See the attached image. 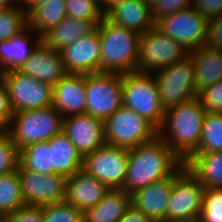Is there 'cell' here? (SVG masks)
<instances>
[{
	"label": "cell",
	"instance_id": "6da1fadb",
	"mask_svg": "<svg viewBox=\"0 0 222 222\" xmlns=\"http://www.w3.org/2000/svg\"><path fill=\"white\" fill-rule=\"evenodd\" d=\"M184 162L157 136L152 141L128 149L124 190L134 191L173 175Z\"/></svg>",
	"mask_w": 222,
	"mask_h": 222
},
{
	"label": "cell",
	"instance_id": "7a4b0ae2",
	"mask_svg": "<svg viewBox=\"0 0 222 222\" xmlns=\"http://www.w3.org/2000/svg\"><path fill=\"white\" fill-rule=\"evenodd\" d=\"M206 113L198 97L165 111L158 136L183 162L198 149Z\"/></svg>",
	"mask_w": 222,
	"mask_h": 222
},
{
	"label": "cell",
	"instance_id": "3957f363",
	"mask_svg": "<svg viewBox=\"0 0 222 222\" xmlns=\"http://www.w3.org/2000/svg\"><path fill=\"white\" fill-rule=\"evenodd\" d=\"M101 42L100 72H136L140 34L117 26L106 17L98 25Z\"/></svg>",
	"mask_w": 222,
	"mask_h": 222
},
{
	"label": "cell",
	"instance_id": "277c9868",
	"mask_svg": "<svg viewBox=\"0 0 222 222\" xmlns=\"http://www.w3.org/2000/svg\"><path fill=\"white\" fill-rule=\"evenodd\" d=\"M63 119L52 106L19 111L13 114L7 133L20 151L35 142L49 141L61 133Z\"/></svg>",
	"mask_w": 222,
	"mask_h": 222
},
{
	"label": "cell",
	"instance_id": "5b68a950",
	"mask_svg": "<svg viewBox=\"0 0 222 222\" xmlns=\"http://www.w3.org/2000/svg\"><path fill=\"white\" fill-rule=\"evenodd\" d=\"M122 106L146 118L157 129L161 127L165 109L152 73L123 74Z\"/></svg>",
	"mask_w": 222,
	"mask_h": 222
},
{
	"label": "cell",
	"instance_id": "8992f818",
	"mask_svg": "<svg viewBox=\"0 0 222 222\" xmlns=\"http://www.w3.org/2000/svg\"><path fill=\"white\" fill-rule=\"evenodd\" d=\"M105 143L126 149L152 141L158 129L135 111L121 106L104 122Z\"/></svg>",
	"mask_w": 222,
	"mask_h": 222
},
{
	"label": "cell",
	"instance_id": "52a82bcc",
	"mask_svg": "<svg viewBox=\"0 0 222 222\" xmlns=\"http://www.w3.org/2000/svg\"><path fill=\"white\" fill-rule=\"evenodd\" d=\"M204 187L183 164L176 171V179L169 198L166 222H198Z\"/></svg>",
	"mask_w": 222,
	"mask_h": 222
},
{
	"label": "cell",
	"instance_id": "ba28073f",
	"mask_svg": "<svg viewBox=\"0 0 222 222\" xmlns=\"http://www.w3.org/2000/svg\"><path fill=\"white\" fill-rule=\"evenodd\" d=\"M123 74H85L86 113L103 122L122 106Z\"/></svg>",
	"mask_w": 222,
	"mask_h": 222
},
{
	"label": "cell",
	"instance_id": "9c48e42d",
	"mask_svg": "<svg viewBox=\"0 0 222 222\" xmlns=\"http://www.w3.org/2000/svg\"><path fill=\"white\" fill-rule=\"evenodd\" d=\"M165 111L198 96L190 56L152 73Z\"/></svg>",
	"mask_w": 222,
	"mask_h": 222
},
{
	"label": "cell",
	"instance_id": "30bf717a",
	"mask_svg": "<svg viewBox=\"0 0 222 222\" xmlns=\"http://www.w3.org/2000/svg\"><path fill=\"white\" fill-rule=\"evenodd\" d=\"M188 53L181 44L154 26L140 35L136 72L153 73L184 59Z\"/></svg>",
	"mask_w": 222,
	"mask_h": 222
},
{
	"label": "cell",
	"instance_id": "8fae6325",
	"mask_svg": "<svg viewBox=\"0 0 222 222\" xmlns=\"http://www.w3.org/2000/svg\"><path fill=\"white\" fill-rule=\"evenodd\" d=\"M128 149L104 143L83 158V169L109 189H124Z\"/></svg>",
	"mask_w": 222,
	"mask_h": 222
},
{
	"label": "cell",
	"instance_id": "7c38bea8",
	"mask_svg": "<svg viewBox=\"0 0 222 222\" xmlns=\"http://www.w3.org/2000/svg\"><path fill=\"white\" fill-rule=\"evenodd\" d=\"M208 20L193 7L163 17L155 27L187 51L205 46Z\"/></svg>",
	"mask_w": 222,
	"mask_h": 222
},
{
	"label": "cell",
	"instance_id": "4fadbf2b",
	"mask_svg": "<svg viewBox=\"0 0 222 222\" xmlns=\"http://www.w3.org/2000/svg\"><path fill=\"white\" fill-rule=\"evenodd\" d=\"M7 86L13 112L41 109L52 105L53 86L19 71L1 74Z\"/></svg>",
	"mask_w": 222,
	"mask_h": 222
},
{
	"label": "cell",
	"instance_id": "5bb4252c",
	"mask_svg": "<svg viewBox=\"0 0 222 222\" xmlns=\"http://www.w3.org/2000/svg\"><path fill=\"white\" fill-rule=\"evenodd\" d=\"M18 174L25 205L44 206L65 202L67 177L60 174H39L24 170Z\"/></svg>",
	"mask_w": 222,
	"mask_h": 222
},
{
	"label": "cell",
	"instance_id": "9a60e30c",
	"mask_svg": "<svg viewBox=\"0 0 222 222\" xmlns=\"http://www.w3.org/2000/svg\"><path fill=\"white\" fill-rule=\"evenodd\" d=\"M65 70L74 74L100 72L101 42L97 28L60 50Z\"/></svg>",
	"mask_w": 222,
	"mask_h": 222
},
{
	"label": "cell",
	"instance_id": "2e32d148",
	"mask_svg": "<svg viewBox=\"0 0 222 222\" xmlns=\"http://www.w3.org/2000/svg\"><path fill=\"white\" fill-rule=\"evenodd\" d=\"M63 132L82 158L105 143L103 121L87 113L64 117Z\"/></svg>",
	"mask_w": 222,
	"mask_h": 222
},
{
	"label": "cell",
	"instance_id": "e0dca14e",
	"mask_svg": "<svg viewBox=\"0 0 222 222\" xmlns=\"http://www.w3.org/2000/svg\"><path fill=\"white\" fill-rule=\"evenodd\" d=\"M176 172L131 194V204L155 222H166V214Z\"/></svg>",
	"mask_w": 222,
	"mask_h": 222
},
{
	"label": "cell",
	"instance_id": "ac0fdd59",
	"mask_svg": "<svg viewBox=\"0 0 222 222\" xmlns=\"http://www.w3.org/2000/svg\"><path fill=\"white\" fill-rule=\"evenodd\" d=\"M19 72L52 86L68 73L65 70L60 51L48 47L43 41Z\"/></svg>",
	"mask_w": 222,
	"mask_h": 222
},
{
	"label": "cell",
	"instance_id": "d6986e66",
	"mask_svg": "<svg viewBox=\"0 0 222 222\" xmlns=\"http://www.w3.org/2000/svg\"><path fill=\"white\" fill-rule=\"evenodd\" d=\"M52 107L63 117L86 113L85 74L67 73L53 86Z\"/></svg>",
	"mask_w": 222,
	"mask_h": 222
},
{
	"label": "cell",
	"instance_id": "ffe728a7",
	"mask_svg": "<svg viewBox=\"0 0 222 222\" xmlns=\"http://www.w3.org/2000/svg\"><path fill=\"white\" fill-rule=\"evenodd\" d=\"M105 17L113 24L140 35L155 26L150 4L142 0H116L105 11Z\"/></svg>",
	"mask_w": 222,
	"mask_h": 222
},
{
	"label": "cell",
	"instance_id": "44dd1931",
	"mask_svg": "<svg viewBox=\"0 0 222 222\" xmlns=\"http://www.w3.org/2000/svg\"><path fill=\"white\" fill-rule=\"evenodd\" d=\"M41 42L42 37L29 26L10 39L0 41V74L19 71Z\"/></svg>",
	"mask_w": 222,
	"mask_h": 222
},
{
	"label": "cell",
	"instance_id": "7402d4cb",
	"mask_svg": "<svg viewBox=\"0 0 222 222\" xmlns=\"http://www.w3.org/2000/svg\"><path fill=\"white\" fill-rule=\"evenodd\" d=\"M110 189L84 170L67 177L65 202L85 212L96 206Z\"/></svg>",
	"mask_w": 222,
	"mask_h": 222
},
{
	"label": "cell",
	"instance_id": "603a6c76",
	"mask_svg": "<svg viewBox=\"0 0 222 222\" xmlns=\"http://www.w3.org/2000/svg\"><path fill=\"white\" fill-rule=\"evenodd\" d=\"M188 55L193 65L197 93L222 81V52L202 46L189 51Z\"/></svg>",
	"mask_w": 222,
	"mask_h": 222
},
{
	"label": "cell",
	"instance_id": "cb8c5ba5",
	"mask_svg": "<svg viewBox=\"0 0 222 222\" xmlns=\"http://www.w3.org/2000/svg\"><path fill=\"white\" fill-rule=\"evenodd\" d=\"M102 20L74 19L66 16L43 37L42 41L57 51L93 32Z\"/></svg>",
	"mask_w": 222,
	"mask_h": 222
},
{
	"label": "cell",
	"instance_id": "d4e9b609",
	"mask_svg": "<svg viewBox=\"0 0 222 222\" xmlns=\"http://www.w3.org/2000/svg\"><path fill=\"white\" fill-rule=\"evenodd\" d=\"M184 164L204 188L222 189V151L194 153Z\"/></svg>",
	"mask_w": 222,
	"mask_h": 222
},
{
	"label": "cell",
	"instance_id": "484cf974",
	"mask_svg": "<svg viewBox=\"0 0 222 222\" xmlns=\"http://www.w3.org/2000/svg\"><path fill=\"white\" fill-rule=\"evenodd\" d=\"M130 205L131 194L110 189L96 206L84 212V222H119Z\"/></svg>",
	"mask_w": 222,
	"mask_h": 222
},
{
	"label": "cell",
	"instance_id": "4316f807",
	"mask_svg": "<svg viewBox=\"0 0 222 222\" xmlns=\"http://www.w3.org/2000/svg\"><path fill=\"white\" fill-rule=\"evenodd\" d=\"M48 142L52 149L54 174L70 177L83 169L82 156L63 131L54 135Z\"/></svg>",
	"mask_w": 222,
	"mask_h": 222
},
{
	"label": "cell",
	"instance_id": "83f0119b",
	"mask_svg": "<svg viewBox=\"0 0 222 222\" xmlns=\"http://www.w3.org/2000/svg\"><path fill=\"white\" fill-rule=\"evenodd\" d=\"M66 16V0H44L28 10V26L43 37Z\"/></svg>",
	"mask_w": 222,
	"mask_h": 222
},
{
	"label": "cell",
	"instance_id": "f1b7e54d",
	"mask_svg": "<svg viewBox=\"0 0 222 222\" xmlns=\"http://www.w3.org/2000/svg\"><path fill=\"white\" fill-rule=\"evenodd\" d=\"M19 165L26 171L39 174H54L52 149L49 142H35L20 150Z\"/></svg>",
	"mask_w": 222,
	"mask_h": 222
},
{
	"label": "cell",
	"instance_id": "f546056e",
	"mask_svg": "<svg viewBox=\"0 0 222 222\" xmlns=\"http://www.w3.org/2000/svg\"><path fill=\"white\" fill-rule=\"evenodd\" d=\"M25 205L18 171L0 175V217Z\"/></svg>",
	"mask_w": 222,
	"mask_h": 222
},
{
	"label": "cell",
	"instance_id": "4dcf8cb0",
	"mask_svg": "<svg viewBox=\"0 0 222 222\" xmlns=\"http://www.w3.org/2000/svg\"><path fill=\"white\" fill-rule=\"evenodd\" d=\"M222 151V114L206 113L202 137L195 153Z\"/></svg>",
	"mask_w": 222,
	"mask_h": 222
},
{
	"label": "cell",
	"instance_id": "1f68e13d",
	"mask_svg": "<svg viewBox=\"0 0 222 222\" xmlns=\"http://www.w3.org/2000/svg\"><path fill=\"white\" fill-rule=\"evenodd\" d=\"M28 26V11L21 7L0 10V41L10 39Z\"/></svg>",
	"mask_w": 222,
	"mask_h": 222
},
{
	"label": "cell",
	"instance_id": "d6a6232c",
	"mask_svg": "<svg viewBox=\"0 0 222 222\" xmlns=\"http://www.w3.org/2000/svg\"><path fill=\"white\" fill-rule=\"evenodd\" d=\"M42 222H84V212L67 202L42 206Z\"/></svg>",
	"mask_w": 222,
	"mask_h": 222
},
{
	"label": "cell",
	"instance_id": "836d02e7",
	"mask_svg": "<svg viewBox=\"0 0 222 222\" xmlns=\"http://www.w3.org/2000/svg\"><path fill=\"white\" fill-rule=\"evenodd\" d=\"M198 222H222V189L204 188Z\"/></svg>",
	"mask_w": 222,
	"mask_h": 222
},
{
	"label": "cell",
	"instance_id": "e575fe53",
	"mask_svg": "<svg viewBox=\"0 0 222 222\" xmlns=\"http://www.w3.org/2000/svg\"><path fill=\"white\" fill-rule=\"evenodd\" d=\"M66 15L74 19L103 20L105 11L92 0H66Z\"/></svg>",
	"mask_w": 222,
	"mask_h": 222
},
{
	"label": "cell",
	"instance_id": "d590c367",
	"mask_svg": "<svg viewBox=\"0 0 222 222\" xmlns=\"http://www.w3.org/2000/svg\"><path fill=\"white\" fill-rule=\"evenodd\" d=\"M20 151L13 143L10 135L0 133V175L18 170Z\"/></svg>",
	"mask_w": 222,
	"mask_h": 222
},
{
	"label": "cell",
	"instance_id": "8d00e7d4",
	"mask_svg": "<svg viewBox=\"0 0 222 222\" xmlns=\"http://www.w3.org/2000/svg\"><path fill=\"white\" fill-rule=\"evenodd\" d=\"M193 0H156L151 5V16L156 23L163 17L192 7Z\"/></svg>",
	"mask_w": 222,
	"mask_h": 222
},
{
	"label": "cell",
	"instance_id": "74e56055",
	"mask_svg": "<svg viewBox=\"0 0 222 222\" xmlns=\"http://www.w3.org/2000/svg\"><path fill=\"white\" fill-rule=\"evenodd\" d=\"M197 97L207 112L222 114V81L206 87Z\"/></svg>",
	"mask_w": 222,
	"mask_h": 222
},
{
	"label": "cell",
	"instance_id": "f35d334b",
	"mask_svg": "<svg viewBox=\"0 0 222 222\" xmlns=\"http://www.w3.org/2000/svg\"><path fill=\"white\" fill-rule=\"evenodd\" d=\"M2 222H42V206L23 205L4 215Z\"/></svg>",
	"mask_w": 222,
	"mask_h": 222
},
{
	"label": "cell",
	"instance_id": "ab89813d",
	"mask_svg": "<svg viewBox=\"0 0 222 222\" xmlns=\"http://www.w3.org/2000/svg\"><path fill=\"white\" fill-rule=\"evenodd\" d=\"M13 114L7 86L3 76L0 74V133L8 131Z\"/></svg>",
	"mask_w": 222,
	"mask_h": 222
},
{
	"label": "cell",
	"instance_id": "60d3db41",
	"mask_svg": "<svg viewBox=\"0 0 222 222\" xmlns=\"http://www.w3.org/2000/svg\"><path fill=\"white\" fill-rule=\"evenodd\" d=\"M205 46L222 52V15L208 20Z\"/></svg>",
	"mask_w": 222,
	"mask_h": 222
},
{
	"label": "cell",
	"instance_id": "b9f144b4",
	"mask_svg": "<svg viewBox=\"0 0 222 222\" xmlns=\"http://www.w3.org/2000/svg\"><path fill=\"white\" fill-rule=\"evenodd\" d=\"M192 7L207 20L222 15V0H193Z\"/></svg>",
	"mask_w": 222,
	"mask_h": 222
},
{
	"label": "cell",
	"instance_id": "7bdbcfd3",
	"mask_svg": "<svg viewBox=\"0 0 222 222\" xmlns=\"http://www.w3.org/2000/svg\"><path fill=\"white\" fill-rule=\"evenodd\" d=\"M119 222H155L147 217L143 212L139 211L132 204L127 208Z\"/></svg>",
	"mask_w": 222,
	"mask_h": 222
},
{
	"label": "cell",
	"instance_id": "ee69618b",
	"mask_svg": "<svg viewBox=\"0 0 222 222\" xmlns=\"http://www.w3.org/2000/svg\"><path fill=\"white\" fill-rule=\"evenodd\" d=\"M41 1H44V0H18L19 7H21L23 10H26V11H28L35 4Z\"/></svg>",
	"mask_w": 222,
	"mask_h": 222
},
{
	"label": "cell",
	"instance_id": "f6af8a7d",
	"mask_svg": "<svg viewBox=\"0 0 222 222\" xmlns=\"http://www.w3.org/2000/svg\"><path fill=\"white\" fill-rule=\"evenodd\" d=\"M19 7L18 0H0V10Z\"/></svg>",
	"mask_w": 222,
	"mask_h": 222
},
{
	"label": "cell",
	"instance_id": "bcb514c9",
	"mask_svg": "<svg viewBox=\"0 0 222 222\" xmlns=\"http://www.w3.org/2000/svg\"><path fill=\"white\" fill-rule=\"evenodd\" d=\"M116 0H98V5L106 11Z\"/></svg>",
	"mask_w": 222,
	"mask_h": 222
},
{
	"label": "cell",
	"instance_id": "7dc6e473",
	"mask_svg": "<svg viewBox=\"0 0 222 222\" xmlns=\"http://www.w3.org/2000/svg\"><path fill=\"white\" fill-rule=\"evenodd\" d=\"M142 1H144V2H146V3H148V4H152L154 1H156V0H142Z\"/></svg>",
	"mask_w": 222,
	"mask_h": 222
}]
</instances>
